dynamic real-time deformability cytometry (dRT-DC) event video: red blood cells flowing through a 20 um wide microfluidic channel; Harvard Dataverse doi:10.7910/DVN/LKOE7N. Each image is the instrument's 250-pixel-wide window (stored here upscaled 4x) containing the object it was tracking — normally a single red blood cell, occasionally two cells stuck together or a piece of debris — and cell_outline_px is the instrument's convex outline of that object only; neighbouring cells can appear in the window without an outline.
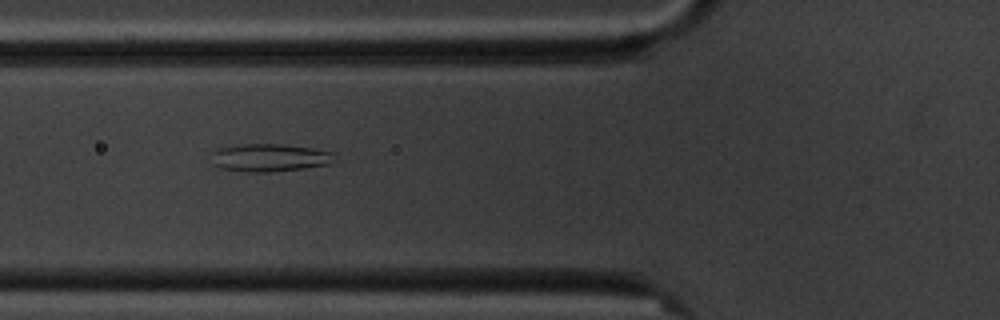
{"species": "common noctule bat (a hibernating species)", "species_latin": "Nyctalus noctula", "temperature_condition": "cold", "stored_images_in_passage": 7, "camera_frame_rate_fps": 3000, "um_per_image_px": 0.085, "animal": {"sex": "male", "body_mass_g": 20.1, "forearm_length_mm": 53.5}, "frame": {"image": 1, "passage_image": 6, "time_ms": 6.0, "image_size_px": [1000, 320], "cell_outline_px": [[336, 152], [332, 164], [304, 168], [268, 172], [244, 172], [212, 168], [208, 152], [216, 148], [240, 144], [284, 144], [312, 148]], "centroid_in_image_um": [22.8, 13.4], "position_along_channel_um": 103.0, "area_um2": 20.81}}